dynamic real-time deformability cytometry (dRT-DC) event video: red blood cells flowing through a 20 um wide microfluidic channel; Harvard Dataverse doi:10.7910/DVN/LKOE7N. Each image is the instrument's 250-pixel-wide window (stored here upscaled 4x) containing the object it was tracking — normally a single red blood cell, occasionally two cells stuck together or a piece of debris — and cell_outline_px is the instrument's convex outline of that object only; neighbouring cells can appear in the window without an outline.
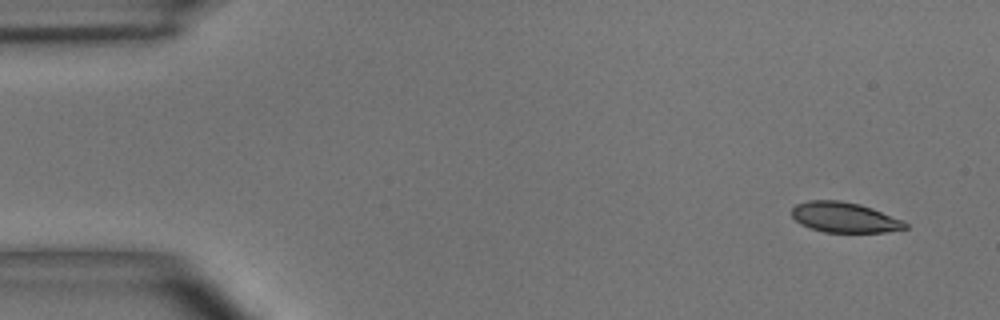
{"species": "common noctule bat (a hibernating species)", "species_latin": "Nyctalus noctula", "temperature_condition": "room temperature", "stored_images_in_passage": 4, "camera_frame_rate_fps": 3000, "um_per_image_px": 0.085, "animal": {"sex": "male", "body_mass_g": 15.6}, "frame": {"image": 1, "passage_image": 1, "time_ms": 0.0, "image_size_px": [1000, 320], "cell_outline_px": [[908, 228], [884, 232], [824, 232], [800, 224], [792, 216], [792, 208], [796, 204], [808, 200], [840, 200], [860, 204], [872, 208], [904, 220], [908, 224]], "centroid_in_image_um": [71.79, 18.47], "position_along_channel_um": 13.2, "area_um2": 20.06}}
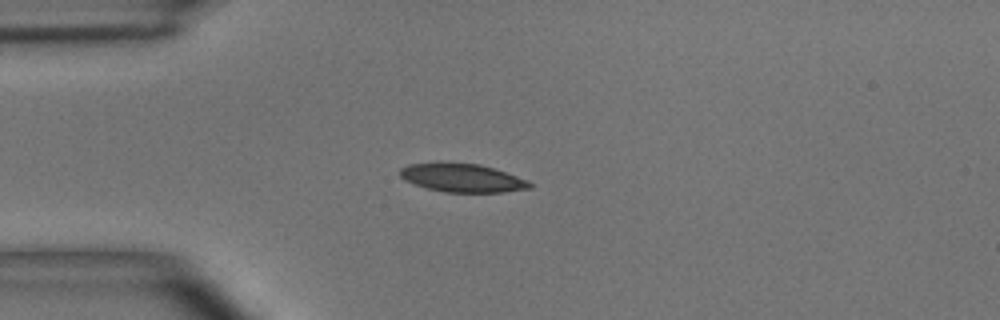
{"frame": {"image": 2, "passage_image": 4, "time_ms": 3.333, "image_size_px": [1000, 320], "cell_outline_px": [[532, 188], [504, 192], [444, 192], [428, 188], [404, 180], [400, 176], [400, 168], [408, 164], [480, 164], [528, 180], [532, 184]], "centroid_in_image_um": [39.32, 15.15], "position_along_channel_um": 45.7, "area_um2": 20.87}}